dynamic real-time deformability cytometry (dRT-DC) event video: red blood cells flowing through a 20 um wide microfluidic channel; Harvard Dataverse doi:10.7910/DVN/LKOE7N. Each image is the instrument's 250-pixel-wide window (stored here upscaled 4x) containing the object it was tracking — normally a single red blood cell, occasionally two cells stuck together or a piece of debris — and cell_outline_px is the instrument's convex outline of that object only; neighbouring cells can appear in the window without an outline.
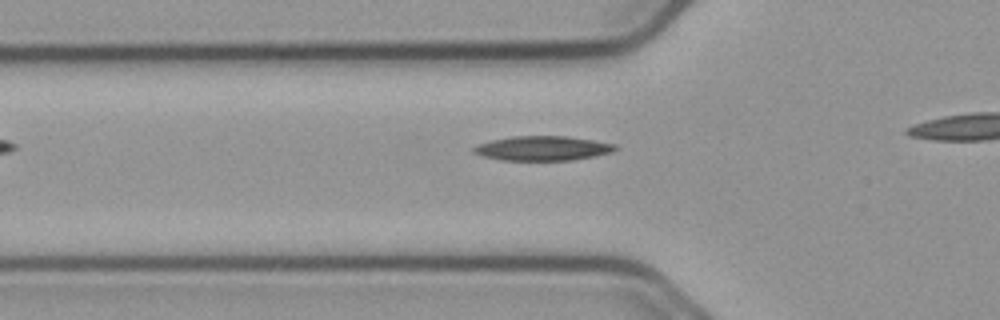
{"species": "common noctule bat (a hibernating species)", "species_latin": "Nyctalus noctula", "temperature_condition": "cold", "stored_images_in_passage": 13, "camera_frame_rate_fps": 3000, "um_per_image_px": 0.085, "animal": {"sex": "male", "body_mass_g": 23.1, "forearm_length_mm": 52.7}, "frame": {"image": 1, "passage_image": 4, "time_ms": 1.0, "image_size_px": [1000, 320], "cell_outline_px": [[616, 148], [612, 152], [572, 160], [500, 160], [484, 156], [472, 152], [472, 148], [480, 144], [492, 140], [512, 136], [568, 136], [616, 144]], "centroid_in_image_um": [46.11, 12.6], "position_along_channel_um": 79.7, "area_um2": 20.0}}
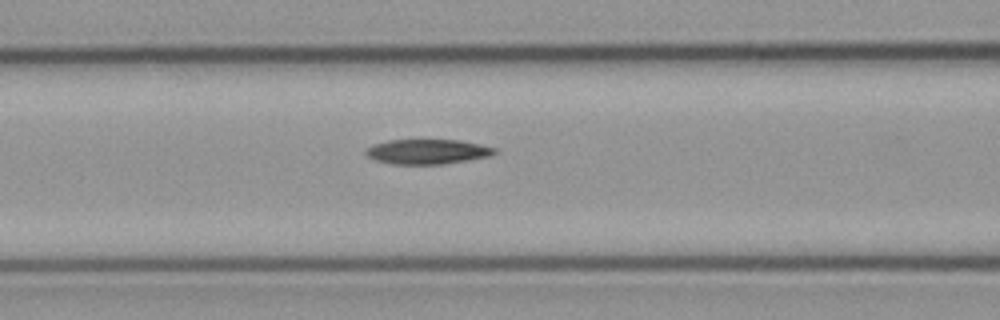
{"frame": {"image": 2, "passage_image": 8, "time_ms": 2.333, "image_size_px": [1000, 320], "cell_outline_px": [[496, 152], [492, 156], [444, 164], [392, 164], [376, 160], [368, 156], [364, 152], [368, 148], [376, 144], [388, 140], [460, 140], [496, 148]], "centroid_in_image_um": [36.36, 12.89], "position_along_channel_um": 130.2, "area_um2": 18.5}}
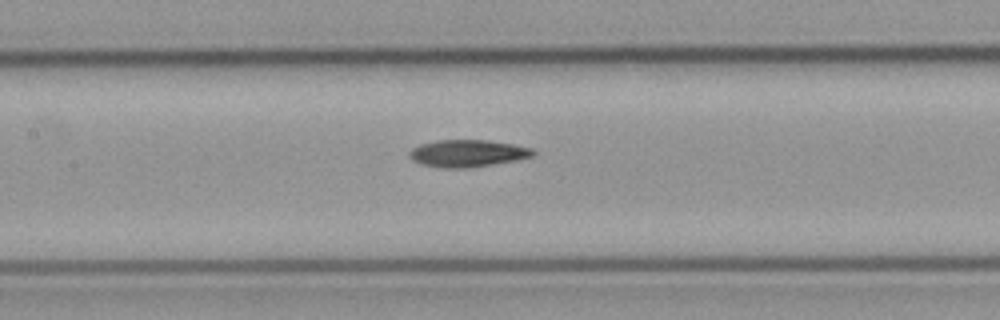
{"frame": {"image": 3, "passage_image": 11, "time_ms": 3.333, "image_size_px": [1000, 320], "cell_outline_px": [[536, 152], [532, 156], [516, 160], [468, 168], [444, 168], [424, 164], [412, 160], [408, 152], [412, 148], [420, 144], [436, 140], [488, 140], [512, 144], [532, 148]], "centroid_in_image_um": [39.74, 13.02], "position_along_channel_um": 167.7, "area_um2": 19.42}}